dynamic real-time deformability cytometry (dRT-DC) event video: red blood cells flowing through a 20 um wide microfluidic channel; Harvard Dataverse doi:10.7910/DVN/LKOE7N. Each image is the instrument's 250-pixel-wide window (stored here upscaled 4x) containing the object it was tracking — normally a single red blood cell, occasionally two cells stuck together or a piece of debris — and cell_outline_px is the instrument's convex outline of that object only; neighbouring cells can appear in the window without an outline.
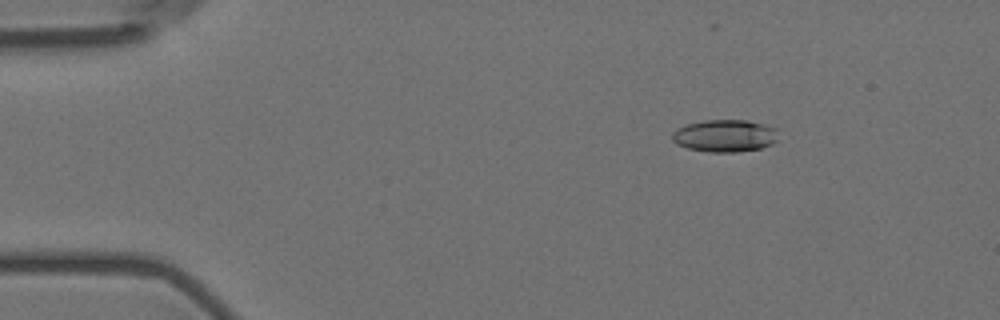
{"species": "Egyptian fruit bat (a non-hibernating species)", "species_latin": "Rousettus aegyptiacus", "temperature_condition": "room temperature", "stored_images_in_passage": 7, "camera_frame_rate_fps": 3000, "um_per_image_px": 0.085, "animal": {"sex": "female"}, "frame": {"image": 1, "passage_image": 3, "time_ms": 0.667, "image_size_px": [1000, 320], "cell_outline_px": [[780, 128], [776, 140], [772, 144], [760, 148], [736, 152], [708, 152], [688, 148], [676, 144], [672, 140], [672, 132], [676, 128], [688, 124], [704, 120], [748, 120]], "centroid_in_image_um": [61.63, 11.53], "position_along_channel_um": 23.4, "area_um2": 20.23}}
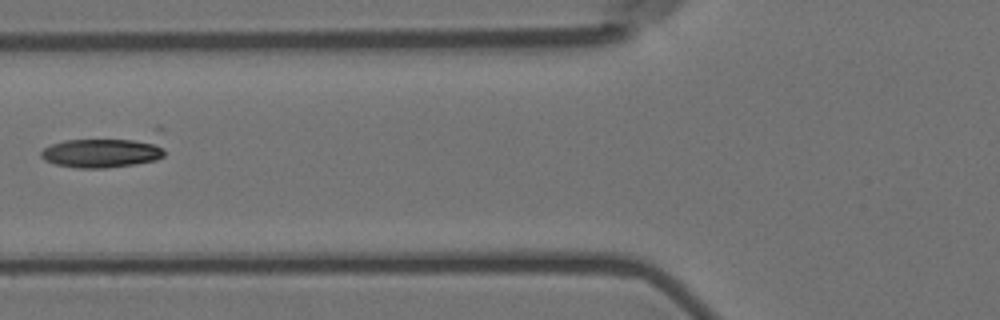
{"frame": {"image": 2, "passage_image": 6, "time_ms": 1.667, "image_size_px": [1000, 320], "cell_outline_px": [[164, 156], [156, 160], [136, 164], [104, 168], [76, 168], [56, 164], [44, 160], [40, 156], [40, 152], [44, 148], [52, 144], [64, 140], [156, 124], [160, 124], [164, 128]], "centroid_in_image_um": [9.26, 12.64], "position_along_channel_um": 116.5, "area_um2": 27.46}}
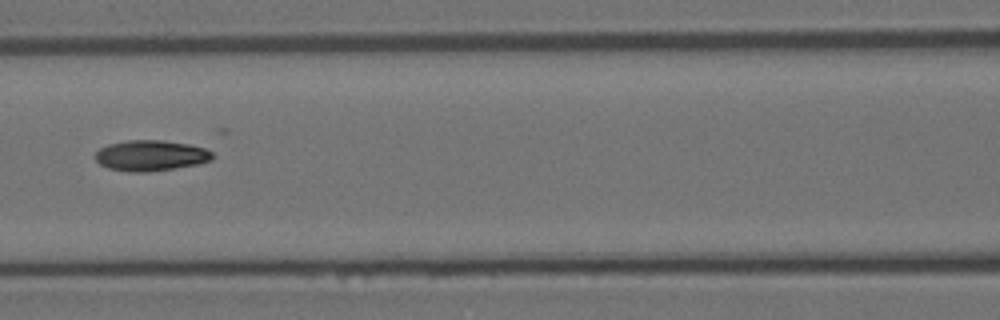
{"frame": {"image": 3, "passage_image": 7, "time_ms": 2.0, "image_size_px": [1000, 320], "cell_outline_px": [[212, 160], [196, 164], [148, 172], [128, 172], [108, 168], [100, 164], [96, 160], [96, 152], [100, 148], [108, 144], [128, 140], [164, 140], [188, 144], [204, 148], [212, 152]], "centroid_in_image_um": [12.79, 13.22], "position_along_channel_um": 153.8, "area_um2": 20.81}}